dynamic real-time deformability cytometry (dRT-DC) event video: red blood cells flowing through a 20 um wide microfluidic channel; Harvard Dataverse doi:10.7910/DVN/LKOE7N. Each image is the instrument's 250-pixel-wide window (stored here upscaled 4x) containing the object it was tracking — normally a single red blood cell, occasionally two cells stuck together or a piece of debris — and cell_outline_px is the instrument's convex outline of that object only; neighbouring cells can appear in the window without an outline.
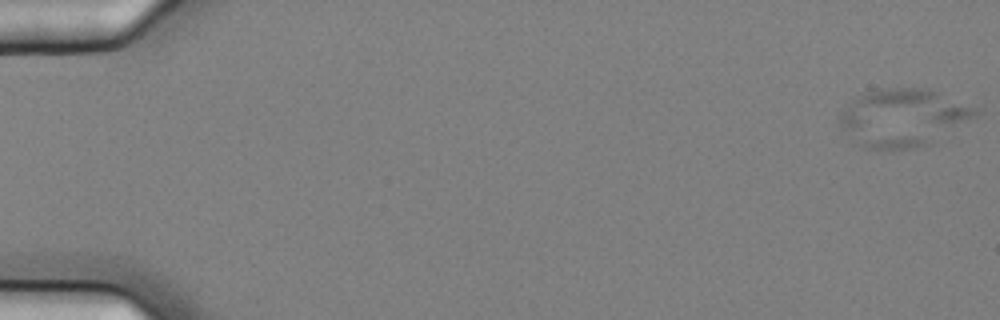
{"species": "common noctule bat (a hibernating species)", "species_latin": "Nyctalus noctula", "temperature_condition": "cold", "stored_images_in_passage": 15, "camera_frame_rate_fps": 3000, "um_per_image_px": 0.085, "animal": {"sex": "female", "body_mass_g": 25.1}, "frame": {"image": 1, "passage_image": 3, "time_ms": 0.667, "image_size_px": [1000, 320], "cell_outline_px": [[980, 112], [976, 116], [932, 144], [912, 148], [868, 148], [852, 140], [836, 120], [844, 108], [860, 92], [876, 88], [928, 88], [976, 108]], "centroid_in_image_um": [76.73, 9.98], "position_along_channel_um": 8.3, "area_um2": 45.66}}